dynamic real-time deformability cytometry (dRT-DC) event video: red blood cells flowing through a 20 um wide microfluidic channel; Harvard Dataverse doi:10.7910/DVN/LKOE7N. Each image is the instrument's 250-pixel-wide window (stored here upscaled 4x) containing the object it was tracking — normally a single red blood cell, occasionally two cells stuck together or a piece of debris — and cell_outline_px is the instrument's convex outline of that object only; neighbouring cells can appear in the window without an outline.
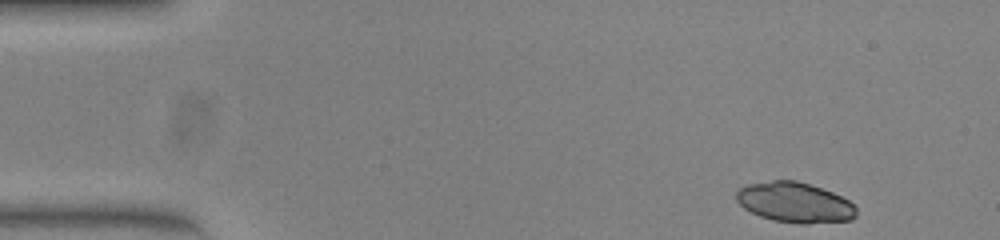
{"species": "common noctule bat (a hibernating species)", "species_latin": "Nyctalus noctula", "temperature_condition": "warm", "stored_images_in_passage": 49, "camera_frame_rate_fps": 3000, "um_per_image_px": 0.085, "animal": {"sex": "female", "body_mass_g": 23.0, "forearm_length_mm": 53.4}, "frame": {"image": 1, "passage_image": 1, "time_ms": 0.0, "image_size_px": [1000, 240], "cell_outline_px": [[856, 216], [852, 220], [808, 224], [800, 224], [772, 220], [760, 216], [744, 208], [736, 200], [736, 192], [740, 188], [748, 184], [772, 180], [796, 180], [832, 192], [848, 200], [856, 208]], "centroid_in_image_um": [67.55, 17.22], "position_along_channel_um": 17.5, "area_um2": 28.09}}